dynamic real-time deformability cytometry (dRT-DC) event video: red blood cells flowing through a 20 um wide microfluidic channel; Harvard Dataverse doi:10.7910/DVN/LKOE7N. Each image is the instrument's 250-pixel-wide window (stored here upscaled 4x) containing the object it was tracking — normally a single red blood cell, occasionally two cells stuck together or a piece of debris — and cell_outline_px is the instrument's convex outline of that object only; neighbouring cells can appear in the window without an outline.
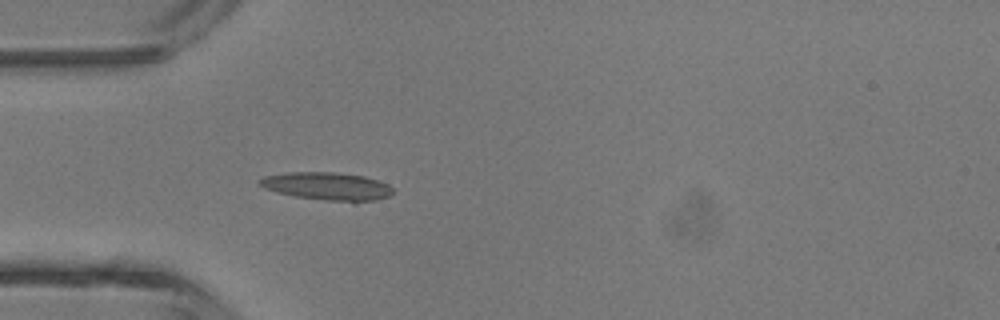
{"species": "common noctule bat (a hibernating species)", "species_latin": "Nyctalus noctula", "temperature_condition": "room temperature", "stored_images_in_passage": 3, "camera_frame_rate_fps": 3000, "um_per_image_px": 0.085, "animal": {"sex": "male", "body_mass_g": 13.3}, "frame": {"image": 1, "passage_image": 3, "time_ms": 2.333, "image_size_px": [1000, 320], "cell_outline_px": [[392, 192], [388, 196], [376, 200], [356, 204], [352, 204], [296, 196], [276, 192], [264, 188], [256, 180], [264, 176], [288, 172], [336, 172], [364, 176], [388, 184], [392, 188]], "centroid_in_image_um": [27.83, 15.85], "position_along_channel_um": 57.2, "area_um2": 22.02}}